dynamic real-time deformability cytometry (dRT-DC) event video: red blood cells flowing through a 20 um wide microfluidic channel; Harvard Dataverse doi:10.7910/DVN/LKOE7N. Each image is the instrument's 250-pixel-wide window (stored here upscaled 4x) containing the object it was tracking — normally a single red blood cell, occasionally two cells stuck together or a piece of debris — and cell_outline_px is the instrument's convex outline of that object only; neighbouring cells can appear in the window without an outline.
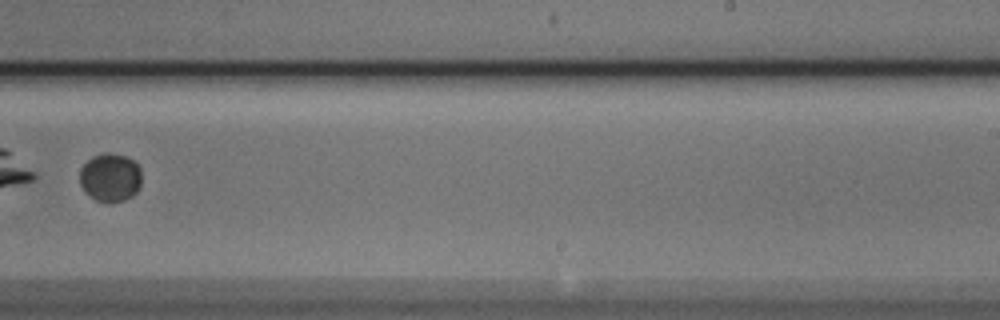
{"species": "Egyptian fruit bat (a non-hibernating species)", "species_latin": "Rousettus aegyptiacus", "temperature_condition": "cold", "stored_images_in_passage": 10, "camera_frame_rate_fps": 3000, "um_per_image_px": 0.085, "animal": {"sex": "male"}, "frame": {"image": 1, "passage_image": 10, "time_ms": 3.0, "image_size_px": [1000, 320], "cell_outline_px": [[140, 188], [132, 196], [124, 200], [96, 200], [88, 196], [84, 192], [80, 184], [80, 168], [92, 156], [100, 152], [108, 152], [124, 156], [132, 160], [140, 168]], "centroid_in_image_um": [9.34, 15.05], "position_along_channel_um": 279.7, "area_um2": 17.34}}